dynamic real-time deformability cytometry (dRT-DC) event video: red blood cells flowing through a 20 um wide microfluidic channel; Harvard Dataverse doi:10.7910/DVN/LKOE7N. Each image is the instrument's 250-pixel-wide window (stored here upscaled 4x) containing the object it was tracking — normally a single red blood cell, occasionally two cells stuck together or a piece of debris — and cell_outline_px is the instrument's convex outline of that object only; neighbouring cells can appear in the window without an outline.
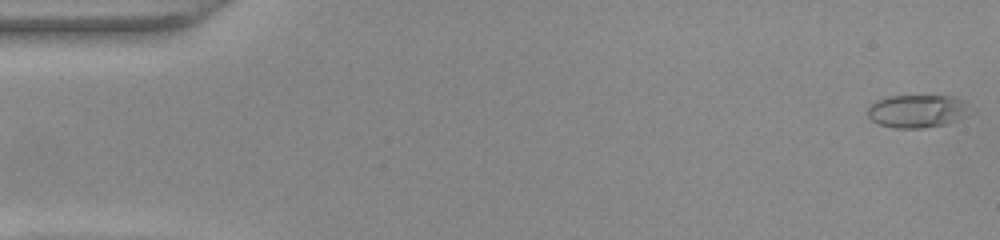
{"species": "common noctule bat (a hibernating species)", "species_latin": "Nyctalus noctula", "temperature_condition": "warm", "stored_images_in_passage": 53, "camera_frame_rate_fps": 3000, "um_per_image_px": 0.085, "animal": {"sex": "female", "body_mass_g": 22.0, "forearm_length_mm": 56.7}, "frame": {"image": 1, "passage_image": 2, "time_ms": 0.333, "image_size_px": [1000, 240], "cell_outline_px": [[960, 108], [944, 124], [924, 128], [896, 128], [880, 124], [872, 120], [868, 116], [868, 108], [876, 100], [888, 96], [952, 96], [960, 100]], "centroid_in_image_um": [77.65, 9.43], "position_along_channel_um": 7.4, "area_um2": 17.98}}
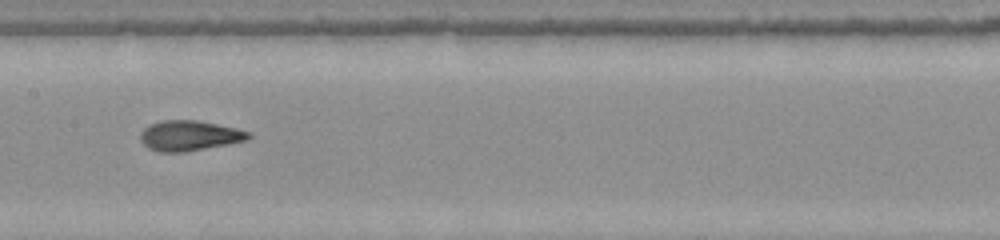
{"frame": {"image": 2, "passage_image": 27, "time_ms": 8.667, "image_size_px": [1000, 240], "cell_outline_px": [[252, 136], [248, 140], [228, 144], [184, 152], [160, 152], [148, 148], [140, 140], [140, 132], [148, 124], [164, 120], [196, 120], [236, 128], [252, 132]], "centroid_in_image_um": [16.1, 11.53], "position_along_channel_um": 191.3, "area_um2": 19.13}}
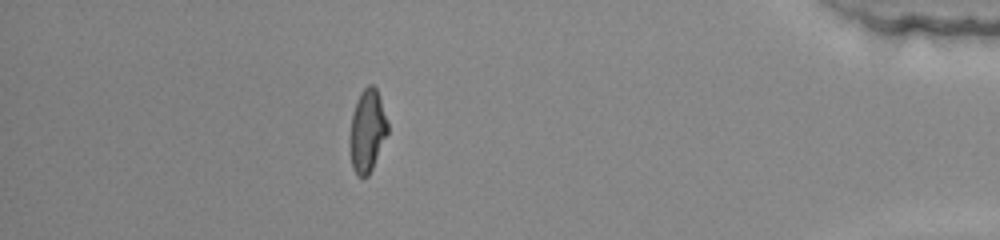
{"frame": {"image": 3, "passage_image": 47, "time_ms": 15.333, "image_size_px": [1000, 240], "cell_outline_px": [[388, 132], [372, 168], [368, 176], [360, 176], [352, 168], [348, 144], [348, 136], [352, 112], [356, 100], [360, 92], [368, 84], [372, 84], [376, 88], [388, 124]], "centroid_in_image_um": [31.17, 11.1], "position_along_channel_um": 404.0, "area_um2": 18.32}, "authors_computed_cell_mechanics": {"area_um2": 18.6694, "velocity_mm_per_s": 3.9245, "shape_relaxation_time_tau1_ms": null, "shape_relaxation_time_tau2_ms": 1.1681, "deformation_change_tau1": null, "deformation_change_tau2": 0.0769}}